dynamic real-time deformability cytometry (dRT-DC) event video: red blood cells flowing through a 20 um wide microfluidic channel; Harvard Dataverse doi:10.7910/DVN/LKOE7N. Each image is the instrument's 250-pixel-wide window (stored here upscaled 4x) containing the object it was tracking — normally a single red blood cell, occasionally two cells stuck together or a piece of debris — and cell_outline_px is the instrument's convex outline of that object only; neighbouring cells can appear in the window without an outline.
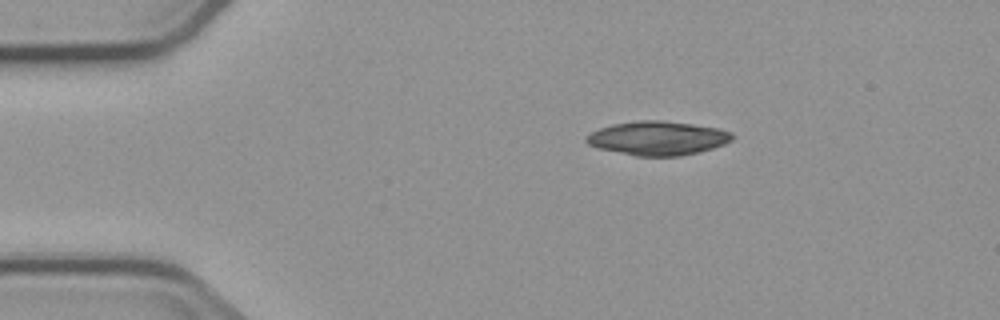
{"species": "common noctule bat (a hibernating species)", "species_latin": "Nyctalus noctula", "temperature_condition": "cold", "stored_images_in_passage": 2, "camera_frame_rate_fps": 3000, "um_per_image_px": 0.085, "animal": {"sex": "male", "body_mass_g": 23.1, "forearm_length_mm": 52.7}, "frame": {"image": 1, "passage_image": 1, "time_ms": 0.0, "image_size_px": [1000, 320], "cell_outline_px": [[732, 140], [724, 144], [712, 148], [680, 156], [636, 156], [600, 148], [588, 144], [584, 140], [584, 136], [600, 128], [612, 124], [640, 120], [660, 120], [692, 124], [720, 128], [732, 132]], "centroid_in_image_um": [55.9, 11.74], "position_along_channel_um": 29.1, "area_um2": 28.73}}